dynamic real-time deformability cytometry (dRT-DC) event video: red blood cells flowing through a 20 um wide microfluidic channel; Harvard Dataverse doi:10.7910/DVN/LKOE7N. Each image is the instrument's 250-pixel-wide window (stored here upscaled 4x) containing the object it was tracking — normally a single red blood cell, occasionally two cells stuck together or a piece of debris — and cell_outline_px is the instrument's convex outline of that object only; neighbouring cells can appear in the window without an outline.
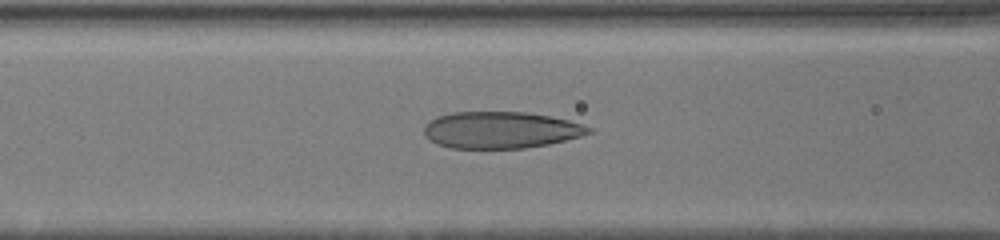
{"species": "human", "species_latin": "Homo sapiens", "temperature_condition": "cold", "stored_images_in_passage": 8, "camera_frame_rate_fps": 3000, "um_per_image_px": 0.085, "donor": {"sex": "male"}, "frame": {"image": 1, "passage_image": 8, "time_ms": 4.333, "image_size_px": [1000, 240], "cell_outline_px": [[592, 132], [580, 136], [548, 144], [524, 148], [448, 148], [436, 144], [424, 136], [424, 124], [436, 116], [452, 112], [524, 112], [552, 116], [584, 124], [592, 128]], "centroid_in_image_um": [42.53, 11.04], "position_along_channel_um": 124.1, "area_um2": 35.43}}